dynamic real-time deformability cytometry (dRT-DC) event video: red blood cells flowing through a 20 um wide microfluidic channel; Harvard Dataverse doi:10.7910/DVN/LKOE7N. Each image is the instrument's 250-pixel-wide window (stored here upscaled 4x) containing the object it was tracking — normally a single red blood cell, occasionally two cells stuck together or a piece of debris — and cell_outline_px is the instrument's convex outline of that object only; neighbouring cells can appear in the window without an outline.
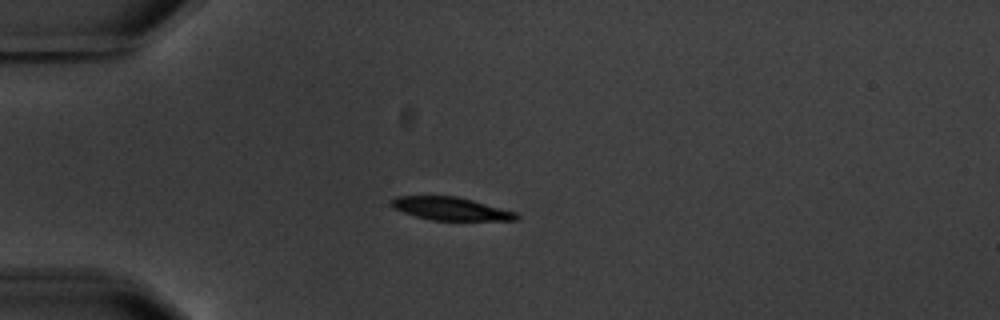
{"species": "common noctule bat (a hibernating species)", "species_latin": "Nyctalus noctula", "temperature_condition": "warm", "stored_images_in_passage": 8, "camera_frame_rate_fps": 3000, "um_per_image_px": 0.085, "animal": {"sex": "male", "body_mass_g": 20.1, "forearm_length_mm": 53.5}, "frame": {"image": 1, "passage_image": 1, "time_ms": 0.0, "image_size_px": [1000, 320], "cell_outline_px": [[520, 220], [432, 220], [416, 216], [392, 208], [388, 204], [388, 200], [396, 196], [456, 196], [472, 200], [516, 212], [520, 216]], "centroid_in_image_um": [38.26, 17.73], "position_along_channel_um": 46.7, "area_um2": 16.82}}
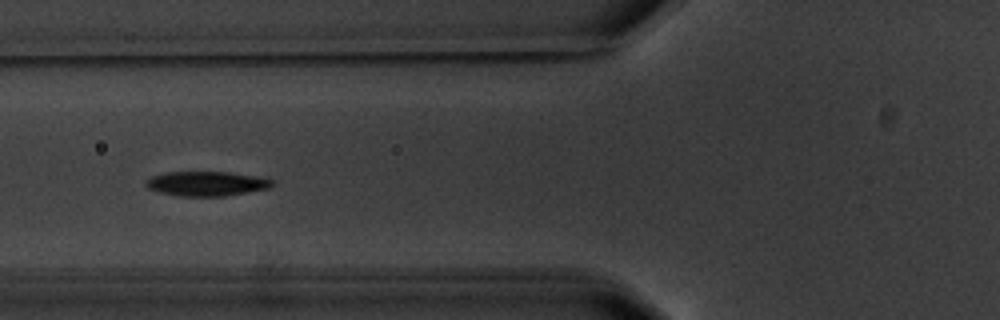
{"frame": {"image": 2, "passage_image": 3, "time_ms": 2.333, "image_size_px": [1000, 320], "cell_outline_px": [[276, 184], [272, 188], [224, 196], [180, 196], [160, 192], [148, 188], [144, 184], [152, 176], [168, 172], [228, 172], [264, 176], [276, 180]], "centroid_in_image_um": [17.69, 15.6], "position_along_channel_um": 108.1, "area_um2": 18.38}}
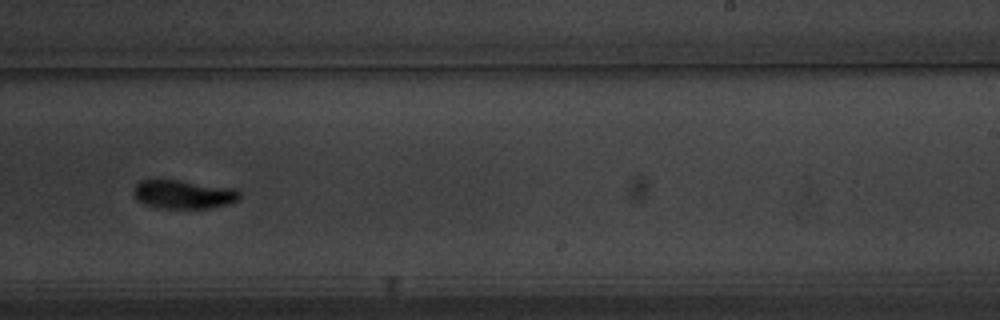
{"frame": {"image": 3, "passage_image": 7, "time_ms": 7.0, "image_size_px": [1000, 320], "cell_outline_px": [[240, 200], [228, 204], [212, 208], [156, 208], [144, 204], [136, 200], [132, 192], [132, 188], [140, 180], [180, 180], [236, 188], [240, 192]], "centroid_in_image_um": [15.59, 16.52], "position_along_channel_um": 273.4, "area_um2": 18.09}}